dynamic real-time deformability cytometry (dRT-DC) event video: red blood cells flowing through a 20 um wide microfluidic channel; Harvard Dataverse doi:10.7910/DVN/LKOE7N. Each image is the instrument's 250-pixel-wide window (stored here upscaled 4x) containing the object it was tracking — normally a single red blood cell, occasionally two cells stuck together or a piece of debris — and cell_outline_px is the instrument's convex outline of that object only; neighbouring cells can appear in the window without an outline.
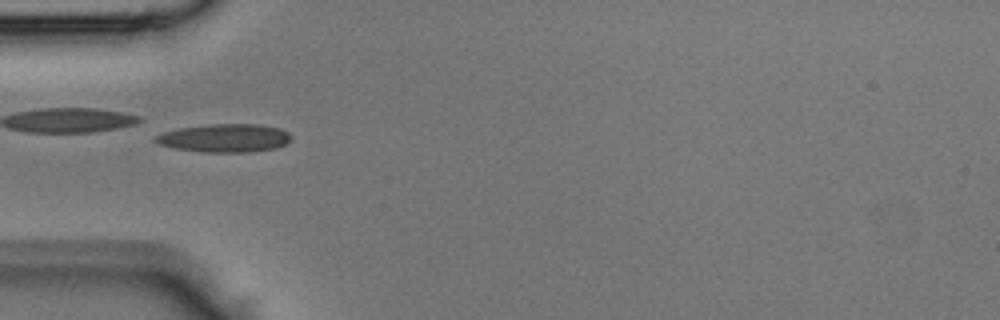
{"species": "Egyptian fruit bat (a non-hibernating species)", "species_latin": "Rousettus aegyptiacus", "temperature_condition": "room temperature", "stored_images_in_passage": 32, "camera_frame_rate_fps": 3000, "um_per_image_px": 0.085, "animal": {"sex": "male"}, "frame": {"image": 1, "passage_image": 14, "time_ms": 4.333, "image_size_px": [1000, 320], "cell_outline_px": [[292, 140], [276, 148], [248, 152], [204, 152], [176, 148], [160, 144], [152, 140], [156, 136], [164, 132], [180, 128], [208, 124], [260, 124], [280, 128], [288, 132], [292, 136]], "centroid_in_image_um": [19.14, 11.73], "position_along_channel_um": 65.9, "area_um2": 22.31}}